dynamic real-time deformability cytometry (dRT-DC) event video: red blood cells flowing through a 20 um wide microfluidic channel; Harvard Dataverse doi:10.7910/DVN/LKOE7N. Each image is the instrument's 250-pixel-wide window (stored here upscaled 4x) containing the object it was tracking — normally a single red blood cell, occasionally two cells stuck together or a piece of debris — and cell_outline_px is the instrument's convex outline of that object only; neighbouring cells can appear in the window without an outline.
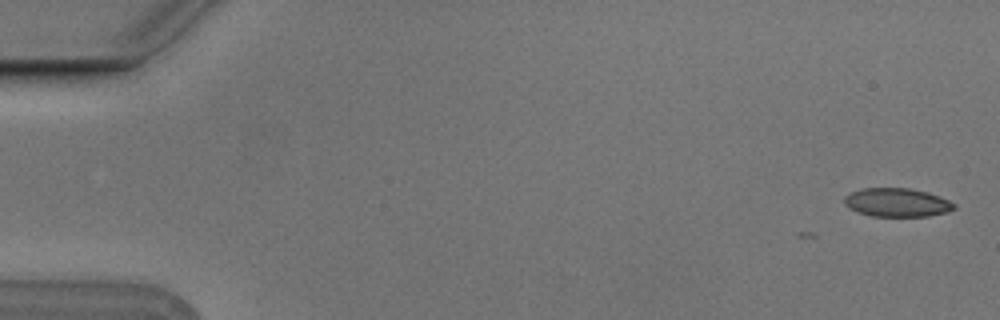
{"species": "Egyptian fruit bat (a non-hibernating species)", "species_latin": "Rousettus aegyptiacus", "temperature_condition": "cold", "stored_images_in_passage": 2, "camera_frame_rate_fps": 3000, "um_per_image_px": 0.085, "animal": {"sex": "male"}, "frame": {"image": 1, "passage_image": 2, "time_ms": 0.333, "image_size_px": [1000, 320], "cell_outline_px": [[956, 208], [948, 212], [928, 216], [872, 216], [856, 212], [848, 208], [844, 204], [844, 196], [852, 192], [864, 188], [908, 188], [928, 192], [948, 200], [956, 204]], "centroid_in_image_um": [76.24, 17.21], "position_along_channel_um": 8.8, "area_um2": 18.38}}